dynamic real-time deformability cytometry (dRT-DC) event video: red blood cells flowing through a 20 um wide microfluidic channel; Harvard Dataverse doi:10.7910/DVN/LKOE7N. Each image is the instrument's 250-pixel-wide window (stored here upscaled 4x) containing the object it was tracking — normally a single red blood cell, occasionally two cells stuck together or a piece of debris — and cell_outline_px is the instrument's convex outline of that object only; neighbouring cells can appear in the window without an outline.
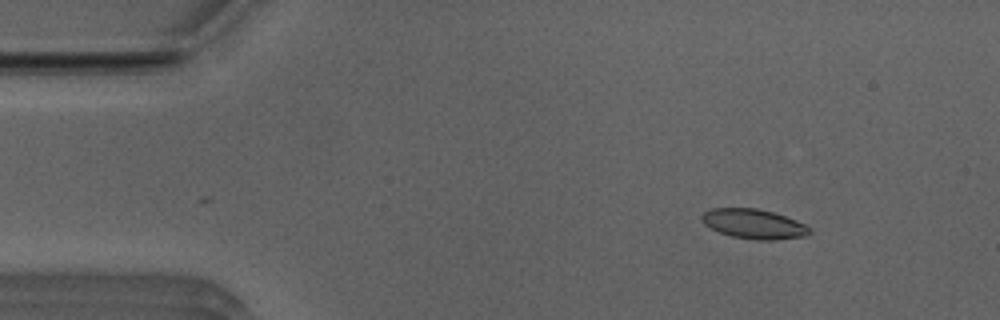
{"species": "Egyptian fruit bat (a non-hibernating species)", "species_latin": "Rousettus aegyptiacus", "temperature_condition": "room temperature", "stored_images_in_passage": 45, "camera_frame_rate_fps": 3000, "um_per_image_px": 0.085, "animal": {"sex": "male"}, "frame": {"image": 1, "passage_image": 4, "time_ms": 1.0, "image_size_px": [1000, 320], "cell_outline_px": [[812, 232], [804, 236], [776, 240], [756, 240], [732, 236], [720, 232], [704, 224], [700, 220], [700, 216], [704, 212], [712, 208], [756, 208], [772, 212], [796, 220], [812, 228]], "centroid_in_image_um": [64.07, 19.03], "position_along_channel_um": 20.9, "area_um2": 18.61}}
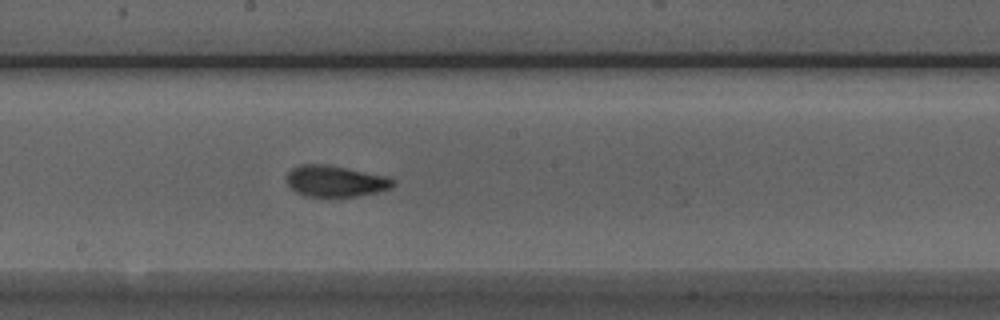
{"frame": {"image": 2, "passage_image": 25, "time_ms": 8.0, "image_size_px": [1000, 320], "cell_outline_px": [[396, 184], [392, 188], [376, 192], [356, 196], [304, 196], [288, 188], [288, 172], [292, 168], [300, 164], [324, 164], [348, 168], [388, 176], [396, 180]], "centroid_in_image_um": [28.53, 15.39], "position_along_channel_um": 219.7, "area_um2": 19.48}}
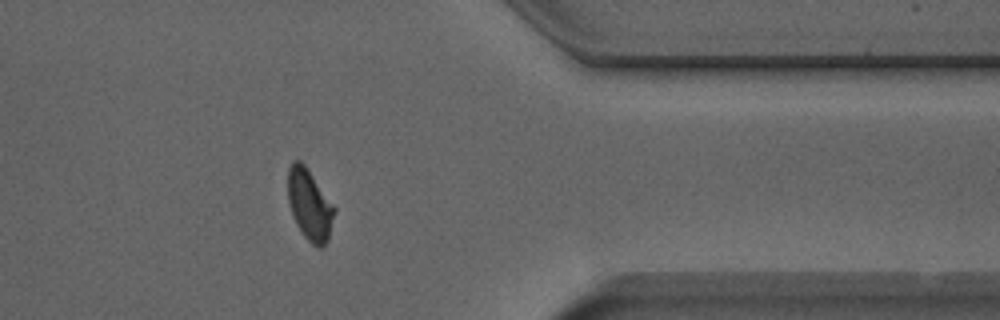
{"frame": {"image": 3, "passage_image": 39, "time_ms": 12.667, "image_size_px": [1000, 320], "cell_outline_px": [[336, 212], [328, 240], [320, 248], [316, 248], [304, 236], [296, 224], [288, 204], [288, 168], [292, 160], [300, 160], [304, 164], [336, 208]], "centroid_in_image_um": [26.32, 17.41], "position_along_channel_um": 385.1, "area_um2": 19.31}, "authors_computed_cell_mechanics": {"area_um2": 18.9006, "velocity_mm_per_s": 3.939, "shape_relaxation_time_tau1_ms": 3.6, "shape_relaxation_time_tau2_ms": 1.1573, "deformation_change_tau1": 0.1512, "deformation_change_tau2": 0.0827}}